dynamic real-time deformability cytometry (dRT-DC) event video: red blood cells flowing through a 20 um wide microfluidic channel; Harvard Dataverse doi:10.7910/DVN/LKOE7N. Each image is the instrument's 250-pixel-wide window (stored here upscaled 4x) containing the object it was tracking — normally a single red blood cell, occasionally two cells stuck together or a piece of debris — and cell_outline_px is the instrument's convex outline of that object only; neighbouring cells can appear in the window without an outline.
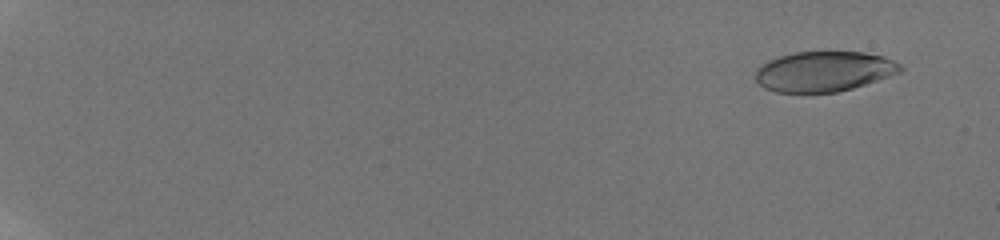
{"species": "human", "species_latin": "Homo sapiens", "temperature_condition": "room temperature", "stored_images_in_passage": 44, "camera_frame_rate_fps": 3000, "um_per_image_px": 0.085, "donor": {"sex": "male"}, "frame": {"image": 1, "passage_image": 5, "time_ms": 1.333, "image_size_px": [1000, 240], "cell_outline_px": [[904, 68], [900, 72], [852, 88], [836, 92], [776, 92], [764, 88], [756, 80], [756, 68], [768, 60], [792, 52], [864, 52], [884, 56], [900, 64]], "centroid_in_image_um": [70.02, 6.06], "position_along_channel_um": 15.0, "area_um2": 33.76}}
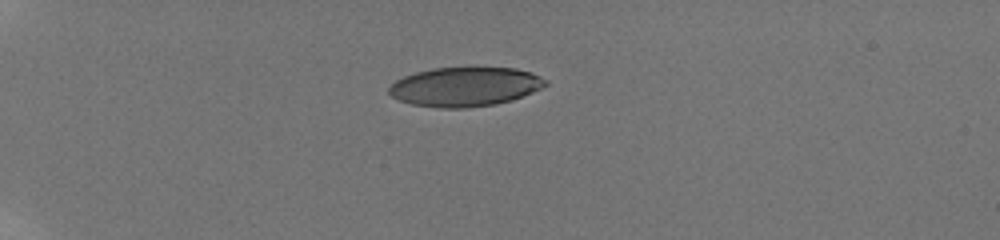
{"frame": {"image": 2, "passage_image": 33, "time_ms": 6.0, "image_size_px": [1000, 240], "cell_outline_px": [[548, 84], [532, 92], [512, 100], [496, 104], [464, 108], [440, 108], [412, 104], [400, 100], [392, 96], [388, 92], [388, 88], [396, 80], [404, 76], [416, 72], [432, 68], [516, 68], [532, 72], [548, 80]], "centroid_in_image_um": [39.54, 7.37], "position_along_channel_um": 45.5, "area_um2": 35.72}}